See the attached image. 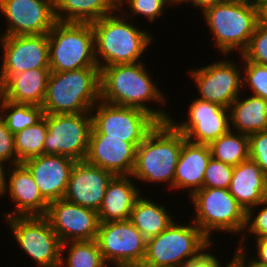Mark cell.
<instances>
[{"instance_id": "ba28073f", "label": "cell", "mask_w": 267, "mask_h": 267, "mask_svg": "<svg viewBox=\"0 0 267 267\" xmlns=\"http://www.w3.org/2000/svg\"><path fill=\"white\" fill-rule=\"evenodd\" d=\"M194 217L190 218L212 242V232L244 233L246 212L228 189L202 188L190 196Z\"/></svg>"}, {"instance_id": "bcb514c9", "label": "cell", "mask_w": 267, "mask_h": 267, "mask_svg": "<svg viewBox=\"0 0 267 267\" xmlns=\"http://www.w3.org/2000/svg\"><path fill=\"white\" fill-rule=\"evenodd\" d=\"M107 267H144L142 264H129V265H113V266H108Z\"/></svg>"}, {"instance_id": "d6986e66", "label": "cell", "mask_w": 267, "mask_h": 267, "mask_svg": "<svg viewBox=\"0 0 267 267\" xmlns=\"http://www.w3.org/2000/svg\"><path fill=\"white\" fill-rule=\"evenodd\" d=\"M13 168V169H12ZM6 194L13 203V212L3 215L5 218L14 216H45L49 202L42 196L30 171L23 163L8 165ZM10 171V172H9ZM15 202V203H14Z\"/></svg>"}, {"instance_id": "836d02e7", "label": "cell", "mask_w": 267, "mask_h": 267, "mask_svg": "<svg viewBox=\"0 0 267 267\" xmlns=\"http://www.w3.org/2000/svg\"><path fill=\"white\" fill-rule=\"evenodd\" d=\"M242 64H244L242 86L249 88L252 95L267 101V65L256 64L248 60H244Z\"/></svg>"}, {"instance_id": "816d5d0a", "label": "cell", "mask_w": 267, "mask_h": 267, "mask_svg": "<svg viewBox=\"0 0 267 267\" xmlns=\"http://www.w3.org/2000/svg\"><path fill=\"white\" fill-rule=\"evenodd\" d=\"M176 5L181 1V0H172Z\"/></svg>"}, {"instance_id": "ee69618b", "label": "cell", "mask_w": 267, "mask_h": 267, "mask_svg": "<svg viewBox=\"0 0 267 267\" xmlns=\"http://www.w3.org/2000/svg\"><path fill=\"white\" fill-rule=\"evenodd\" d=\"M252 4L263 13L267 10V0H252Z\"/></svg>"}, {"instance_id": "1f68e13d", "label": "cell", "mask_w": 267, "mask_h": 267, "mask_svg": "<svg viewBox=\"0 0 267 267\" xmlns=\"http://www.w3.org/2000/svg\"><path fill=\"white\" fill-rule=\"evenodd\" d=\"M47 131L46 119L43 117L36 124L14 134L17 164L44 154V142Z\"/></svg>"}, {"instance_id": "7dc6e473", "label": "cell", "mask_w": 267, "mask_h": 267, "mask_svg": "<svg viewBox=\"0 0 267 267\" xmlns=\"http://www.w3.org/2000/svg\"><path fill=\"white\" fill-rule=\"evenodd\" d=\"M242 267H267L266 265L260 264H240Z\"/></svg>"}, {"instance_id": "cb8c5ba5", "label": "cell", "mask_w": 267, "mask_h": 267, "mask_svg": "<svg viewBox=\"0 0 267 267\" xmlns=\"http://www.w3.org/2000/svg\"><path fill=\"white\" fill-rule=\"evenodd\" d=\"M50 69H31L10 76L0 86V96L10 102L42 106Z\"/></svg>"}, {"instance_id": "4fadbf2b", "label": "cell", "mask_w": 267, "mask_h": 267, "mask_svg": "<svg viewBox=\"0 0 267 267\" xmlns=\"http://www.w3.org/2000/svg\"><path fill=\"white\" fill-rule=\"evenodd\" d=\"M96 241L107 265L143 263L147 240L129 219L100 222Z\"/></svg>"}, {"instance_id": "ffe728a7", "label": "cell", "mask_w": 267, "mask_h": 267, "mask_svg": "<svg viewBox=\"0 0 267 267\" xmlns=\"http://www.w3.org/2000/svg\"><path fill=\"white\" fill-rule=\"evenodd\" d=\"M75 163L69 157L55 154H42L23 162L48 202L63 199Z\"/></svg>"}, {"instance_id": "4316f807", "label": "cell", "mask_w": 267, "mask_h": 267, "mask_svg": "<svg viewBox=\"0 0 267 267\" xmlns=\"http://www.w3.org/2000/svg\"><path fill=\"white\" fill-rule=\"evenodd\" d=\"M118 9L117 0H54L56 21L93 23Z\"/></svg>"}, {"instance_id": "8992f818", "label": "cell", "mask_w": 267, "mask_h": 267, "mask_svg": "<svg viewBox=\"0 0 267 267\" xmlns=\"http://www.w3.org/2000/svg\"><path fill=\"white\" fill-rule=\"evenodd\" d=\"M48 44L52 72L98 67L91 23L56 21L48 33Z\"/></svg>"}, {"instance_id": "30bf717a", "label": "cell", "mask_w": 267, "mask_h": 267, "mask_svg": "<svg viewBox=\"0 0 267 267\" xmlns=\"http://www.w3.org/2000/svg\"><path fill=\"white\" fill-rule=\"evenodd\" d=\"M5 219L22 252L39 267H60L62 243L45 216Z\"/></svg>"}, {"instance_id": "4dcf8cb0", "label": "cell", "mask_w": 267, "mask_h": 267, "mask_svg": "<svg viewBox=\"0 0 267 267\" xmlns=\"http://www.w3.org/2000/svg\"><path fill=\"white\" fill-rule=\"evenodd\" d=\"M0 117L11 133L16 134L39 122L44 117V110L41 106L13 103L0 96Z\"/></svg>"}, {"instance_id": "b9f144b4", "label": "cell", "mask_w": 267, "mask_h": 267, "mask_svg": "<svg viewBox=\"0 0 267 267\" xmlns=\"http://www.w3.org/2000/svg\"><path fill=\"white\" fill-rule=\"evenodd\" d=\"M227 0H181L177 5L182 3H189L193 5L195 8L201 9V13L204 9L209 6L217 5L223 3Z\"/></svg>"}, {"instance_id": "f35d334b", "label": "cell", "mask_w": 267, "mask_h": 267, "mask_svg": "<svg viewBox=\"0 0 267 267\" xmlns=\"http://www.w3.org/2000/svg\"><path fill=\"white\" fill-rule=\"evenodd\" d=\"M0 161L9 165L17 164L14 134L7 128L6 123L0 117Z\"/></svg>"}, {"instance_id": "e575fe53", "label": "cell", "mask_w": 267, "mask_h": 267, "mask_svg": "<svg viewBox=\"0 0 267 267\" xmlns=\"http://www.w3.org/2000/svg\"><path fill=\"white\" fill-rule=\"evenodd\" d=\"M242 61L267 65V22L261 19L245 50L239 56Z\"/></svg>"}, {"instance_id": "3957f363", "label": "cell", "mask_w": 267, "mask_h": 267, "mask_svg": "<svg viewBox=\"0 0 267 267\" xmlns=\"http://www.w3.org/2000/svg\"><path fill=\"white\" fill-rule=\"evenodd\" d=\"M185 141L184 135L170 122L158 123L136 148L132 178L141 182L168 184L173 189L175 168Z\"/></svg>"}, {"instance_id": "6da1fadb", "label": "cell", "mask_w": 267, "mask_h": 267, "mask_svg": "<svg viewBox=\"0 0 267 267\" xmlns=\"http://www.w3.org/2000/svg\"><path fill=\"white\" fill-rule=\"evenodd\" d=\"M147 68L143 61L102 67L100 100L112 105L141 109L151 114L159 123L169 122L171 114L162 109L167 103L165 93L153 83L152 74ZM155 101L157 104L162 103L161 109L147 106L148 102Z\"/></svg>"}, {"instance_id": "8d00e7d4", "label": "cell", "mask_w": 267, "mask_h": 267, "mask_svg": "<svg viewBox=\"0 0 267 267\" xmlns=\"http://www.w3.org/2000/svg\"><path fill=\"white\" fill-rule=\"evenodd\" d=\"M233 168L234 166L211 157L205 170L203 188L228 189L233 175Z\"/></svg>"}, {"instance_id": "277c9868", "label": "cell", "mask_w": 267, "mask_h": 267, "mask_svg": "<svg viewBox=\"0 0 267 267\" xmlns=\"http://www.w3.org/2000/svg\"><path fill=\"white\" fill-rule=\"evenodd\" d=\"M100 100V68L50 72L42 108L44 114L91 112Z\"/></svg>"}, {"instance_id": "c3c4849f", "label": "cell", "mask_w": 267, "mask_h": 267, "mask_svg": "<svg viewBox=\"0 0 267 267\" xmlns=\"http://www.w3.org/2000/svg\"><path fill=\"white\" fill-rule=\"evenodd\" d=\"M262 19L267 22V10L262 13Z\"/></svg>"}, {"instance_id": "ac0fdd59", "label": "cell", "mask_w": 267, "mask_h": 267, "mask_svg": "<svg viewBox=\"0 0 267 267\" xmlns=\"http://www.w3.org/2000/svg\"><path fill=\"white\" fill-rule=\"evenodd\" d=\"M113 177L111 172L86 160L77 161L71 170L63 199L98 212L106 187Z\"/></svg>"}, {"instance_id": "f1b7e54d", "label": "cell", "mask_w": 267, "mask_h": 267, "mask_svg": "<svg viewBox=\"0 0 267 267\" xmlns=\"http://www.w3.org/2000/svg\"><path fill=\"white\" fill-rule=\"evenodd\" d=\"M64 252L67 256H64ZM60 267H107V264L96 239H93L63 243Z\"/></svg>"}, {"instance_id": "f6af8a7d", "label": "cell", "mask_w": 267, "mask_h": 267, "mask_svg": "<svg viewBox=\"0 0 267 267\" xmlns=\"http://www.w3.org/2000/svg\"><path fill=\"white\" fill-rule=\"evenodd\" d=\"M230 261L231 262L226 264V267H242L240 265V263L236 260L235 252H234V256H233L232 260H230Z\"/></svg>"}, {"instance_id": "d6a6232c", "label": "cell", "mask_w": 267, "mask_h": 267, "mask_svg": "<svg viewBox=\"0 0 267 267\" xmlns=\"http://www.w3.org/2000/svg\"><path fill=\"white\" fill-rule=\"evenodd\" d=\"M117 4L118 11H123L122 8L124 5L128 4L126 8L130 9V13H125L127 15L123 14L127 20L131 15L134 17L135 15H137V17L141 15L150 22L163 16L166 7L172 5V7H174V5H176L172 0H117Z\"/></svg>"}, {"instance_id": "2e32d148", "label": "cell", "mask_w": 267, "mask_h": 267, "mask_svg": "<svg viewBox=\"0 0 267 267\" xmlns=\"http://www.w3.org/2000/svg\"><path fill=\"white\" fill-rule=\"evenodd\" d=\"M187 117L182 123L170 117L169 122L195 144L210 145L230 130L228 108L199 98L189 105Z\"/></svg>"}, {"instance_id": "484cf974", "label": "cell", "mask_w": 267, "mask_h": 267, "mask_svg": "<svg viewBox=\"0 0 267 267\" xmlns=\"http://www.w3.org/2000/svg\"><path fill=\"white\" fill-rule=\"evenodd\" d=\"M228 107L230 129L245 135L267 130V101L248 93Z\"/></svg>"}, {"instance_id": "7402d4cb", "label": "cell", "mask_w": 267, "mask_h": 267, "mask_svg": "<svg viewBox=\"0 0 267 267\" xmlns=\"http://www.w3.org/2000/svg\"><path fill=\"white\" fill-rule=\"evenodd\" d=\"M211 158L209 145L185 141L175 168L173 191L187 189L188 197L203 188L204 174Z\"/></svg>"}, {"instance_id": "603a6c76", "label": "cell", "mask_w": 267, "mask_h": 267, "mask_svg": "<svg viewBox=\"0 0 267 267\" xmlns=\"http://www.w3.org/2000/svg\"><path fill=\"white\" fill-rule=\"evenodd\" d=\"M228 191L247 212L267 198V176L255 161L248 159L234 166Z\"/></svg>"}, {"instance_id": "d4e9b609", "label": "cell", "mask_w": 267, "mask_h": 267, "mask_svg": "<svg viewBox=\"0 0 267 267\" xmlns=\"http://www.w3.org/2000/svg\"><path fill=\"white\" fill-rule=\"evenodd\" d=\"M135 186L132 176H114L108 183L101 208L100 222L128 220L141 191Z\"/></svg>"}, {"instance_id": "d590c367", "label": "cell", "mask_w": 267, "mask_h": 267, "mask_svg": "<svg viewBox=\"0 0 267 267\" xmlns=\"http://www.w3.org/2000/svg\"><path fill=\"white\" fill-rule=\"evenodd\" d=\"M258 206H260L259 211L256 212L257 214H255L254 212L255 210L257 211ZM246 230V233H252L253 236H255L254 238H261L267 236V198H265L258 205L252 207L246 212V225L244 229V234H242V236L240 237L241 239L238 240V242H240L238 243L237 248H246V245L244 244V240L248 239L247 235H245Z\"/></svg>"}, {"instance_id": "9a60e30c", "label": "cell", "mask_w": 267, "mask_h": 267, "mask_svg": "<svg viewBox=\"0 0 267 267\" xmlns=\"http://www.w3.org/2000/svg\"><path fill=\"white\" fill-rule=\"evenodd\" d=\"M7 20L3 36L48 34L56 23L54 0H0Z\"/></svg>"}, {"instance_id": "52a82bcc", "label": "cell", "mask_w": 267, "mask_h": 267, "mask_svg": "<svg viewBox=\"0 0 267 267\" xmlns=\"http://www.w3.org/2000/svg\"><path fill=\"white\" fill-rule=\"evenodd\" d=\"M175 222L146 241L144 267H179L211 243L193 221L186 225Z\"/></svg>"}, {"instance_id": "5bb4252c", "label": "cell", "mask_w": 267, "mask_h": 267, "mask_svg": "<svg viewBox=\"0 0 267 267\" xmlns=\"http://www.w3.org/2000/svg\"><path fill=\"white\" fill-rule=\"evenodd\" d=\"M0 86L12 75L31 69H50L48 34L3 36Z\"/></svg>"}, {"instance_id": "5b68a950", "label": "cell", "mask_w": 267, "mask_h": 267, "mask_svg": "<svg viewBox=\"0 0 267 267\" xmlns=\"http://www.w3.org/2000/svg\"><path fill=\"white\" fill-rule=\"evenodd\" d=\"M202 12L216 48L224 55L231 51L240 55L262 19V13L252 3L238 1H225Z\"/></svg>"}, {"instance_id": "7c38bea8", "label": "cell", "mask_w": 267, "mask_h": 267, "mask_svg": "<svg viewBox=\"0 0 267 267\" xmlns=\"http://www.w3.org/2000/svg\"><path fill=\"white\" fill-rule=\"evenodd\" d=\"M226 58L190 70L189 75L198 89L200 96L197 98L228 108L240 93H244V89L242 66L237 65L238 63L234 60Z\"/></svg>"}, {"instance_id": "9c48e42d", "label": "cell", "mask_w": 267, "mask_h": 267, "mask_svg": "<svg viewBox=\"0 0 267 267\" xmlns=\"http://www.w3.org/2000/svg\"><path fill=\"white\" fill-rule=\"evenodd\" d=\"M91 116L90 135L121 138L136 147L159 123L151 114L141 109L112 105L102 100L91 109Z\"/></svg>"}, {"instance_id": "83f0119b", "label": "cell", "mask_w": 267, "mask_h": 267, "mask_svg": "<svg viewBox=\"0 0 267 267\" xmlns=\"http://www.w3.org/2000/svg\"><path fill=\"white\" fill-rule=\"evenodd\" d=\"M142 194L136 199L129 220L148 240L166 230L175 220L167 207Z\"/></svg>"}, {"instance_id": "e0dca14e", "label": "cell", "mask_w": 267, "mask_h": 267, "mask_svg": "<svg viewBox=\"0 0 267 267\" xmlns=\"http://www.w3.org/2000/svg\"><path fill=\"white\" fill-rule=\"evenodd\" d=\"M45 217L62 244L97 237L100 221L95 210L59 199L49 202Z\"/></svg>"}, {"instance_id": "681fc988", "label": "cell", "mask_w": 267, "mask_h": 267, "mask_svg": "<svg viewBox=\"0 0 267 267\" xmlns=\"http://www.w3.org/2000/svg\"><path fill=\"white\" fill-rule=\"evenodd\" d=\"M227 1H238V2L252 3V0H227Z\"/></svg>"}, {"instance_id": "74e56055", "label": "cell", "mask_w": 267, "mask_h": 267, "mask_svg": "<svg viewBox=\"0 0 267 267\" xmlns=\"http://www.w3.org/2000/svg\"><path fill=\"white\" fill-rule=\"evenodd\" d=\"M249 137V159L255 161L267 176V130L251 134Z\"/></svg>"}, {"instance_id": "ab89813d", "label": "cell", "mask_w": 267, "mask_h": 267, "mask_svg": "<svg viewBox=\"0 0 267 267\" xmlns=\"http://www.w3.org/2000/svg\"><path fill=\"white\" fill-rule=\"evenodd\" d=\"M255 245L257 251L256 257L253 258H246L248 253L246 248H236L235 255H236V260L240 264H260V265H266L267 266V236L266 237H261V238H255ZM248 260V261H247Z\"/></svg>"}, {"instance_id": "60d3db41", "label": "cell", "mask_w": 267, "mask_h": 267, "mask_svg": "<svg viewBox=\"0 0 267 267\" xmlns=\"http://www.w3.org/2000/svg\"><path fill=\"white\" fill-rule=\"evenodd\" d=\"M213 242H211L201 253L196 257L184 261L179 267H222L220 265L219 258L217 259L216 254L207 252L212 247Z\"/></svg>"}, {"instance_id": "f907efd6", "label": "cell", "mask_w": 267, "mask_h": 267, "mask_svg": "<svg viewBox=\"0 0 267 267\" xmlns=\"http://www.w3.org/2000/svg\"><path fill=\"white\" fill-rule=\"evenodd\" d=\"M2 40H3V34L1 33L0 34V46H1Z\"/></svg>"}, {"instance_id": "44dd1931", "label": "cell", "mask_w": 267, "mask_h": 267, "mask_svg": "<svg viewBox=\"0 0 267 267\" xmlns=\"http://www.w3.org/2000/svg\"><path fill=\"white\" fill-rule=\"evenodd\" d=\"M136 146L121 138L90 135L85 160L111 172L114 176H130L136 162Z\"/></svg>"}, {"instance_id": "f546056e", "label": "cell", "mask_w": 267, "mask_h": 267, "mask_svg": "<svg viewBox=\"0 0 267 267\" xmlns=\"http://www.w3.org/2000/svg\"><path fill=\"white\" fill-rule=\"evenodd\" d=\"M211 157L236 166L249 159V137L231 129L210 145Z\"/></svg>"}, {"instance_id": "8fae6325", "label": "cell", "mask_w": 267, "mask_h": 267, "mask_svg": "<svg viewBox=\"0 0 267 267\" xmlns=\"http://www.w3.org/2000/svg\"><path fill=\"white\" fill-rule=\"evenodd\" d=\"M47 133L44 154H55L73 160H85L92 129L91 112L44 114Z\"/></svg>"}, {"instance_id": "7a4b0ae2", "label": "cell", "mask_w": 267, "mask_h": 267, "mask_svg": "<svg viewBox=\"0 0 267 267\" xmlns=\"http://www.w3.org/2000/svg\"><path fill=\"white\" fill-rule=\"evenodd\" d=\"M91 25L95 35V58L100 69L115 64L141 62L142 54L148 51L146 49L153 42V35L133 25L132 21L128 22L118 9Z\"/></svg>"}, {"instance_id": "7bdbcfd3", "label": "cell", "mask_w": 267, "mask_h": 267, "mask_svg": "<svg viewBox=\"0 0 267 267\" xmlns=\"http://www.w3.org/2000/svg\"><path fill=\"white\" fill-rule=\"evenodd\" d=\"M5 162L0 161V197L5 195L7 187V171H5Z\"/></svg>"}]
</instances>
